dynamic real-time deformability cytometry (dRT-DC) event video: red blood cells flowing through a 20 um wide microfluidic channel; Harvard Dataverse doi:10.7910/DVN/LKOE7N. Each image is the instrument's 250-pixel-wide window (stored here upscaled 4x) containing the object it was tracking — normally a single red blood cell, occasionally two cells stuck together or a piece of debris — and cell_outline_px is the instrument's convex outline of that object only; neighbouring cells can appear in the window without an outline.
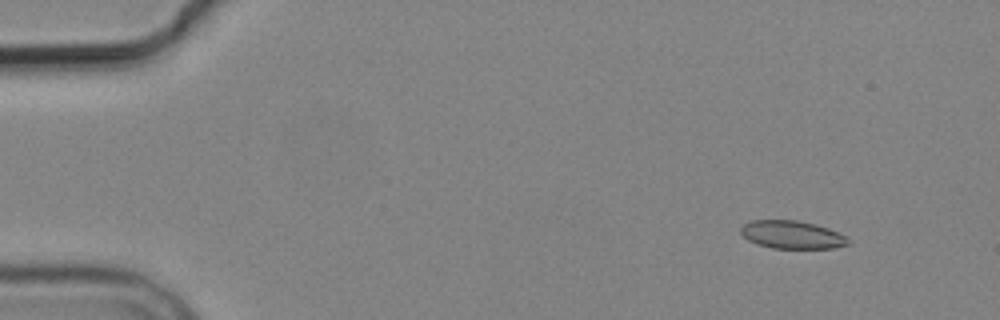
{"species": "common noctule bat (a hibernating species)", "species_latin": "Nyctalus noctula", "temperature_condition": "cold", "stored_images_in_passage": 10, "camera_frame_rate_fps": 3000, "um_per_image_px": 0.085, "animal": {"sex": "male", "body_mass_g": 19.2, "forearm_length_mm": 51.8}, "frame": {"image": 1, "passage_image": 1, "time_ms": 0.0, "image_size_px": [1000, 320], "cell_outline_px": [[848, 244], [832, 248], [772, 248], [756, 244], [748, 240], [740, 232], [740, 228], [744, 224], [752, 220], [796, 220], [816, 224], [840, 232], [848, 240]], "centroid_in_image_um": [67.29, 19.94], "position_along_channel_um": 17.7, "area_um2": 17.46}}
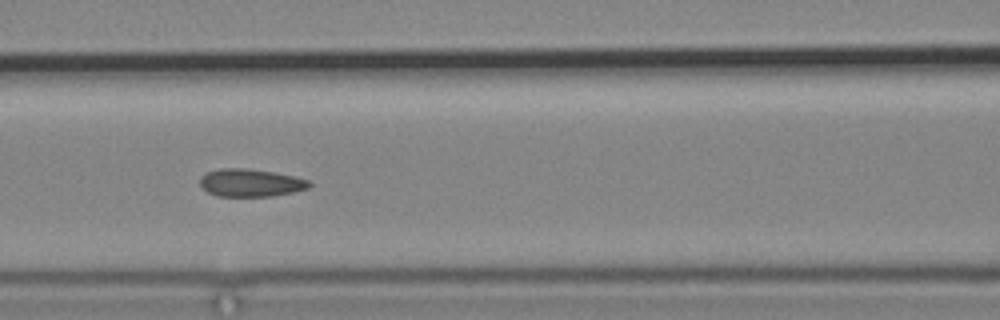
{"frame": {"image": 2, "passage_image": 6, "time_ms": 6.333, "image_size_px": [1000, 320], "cell_outline_px": [[312, 184], [308, 188], [292, 192], [272, 196], [216, 196], [208, 192], [200, 184], [200, 176], [208, 172], [220, 168], [248, 168], [296, 176], [312, 180]], "centroid_in_image_um": [21.33, 15.53], "position_along_channel_um": 145.3, "area_um2": 17.74}}
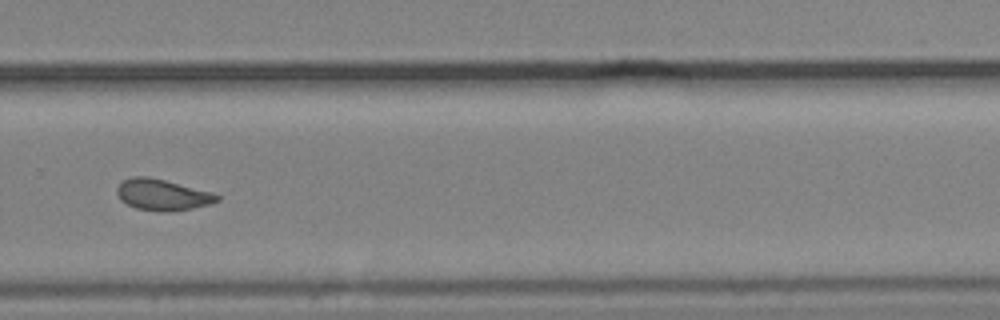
{"frame": {"image": 3, "passage_image": 10, "time_ms": 11.0, "image_size_px": [1000, 320], "cell_outline_px": [[220, 200], [208, 204], [192, 208], [164, 212], [160, 212], [136, 208], [120, 200], [116, 192], [116, 188], [124, 180], [132, 176], [148, 176], [212, 192], [220, 196]], "centroid_in_image_um": [13.78, 16.55], "position_along_channel_um": 316.0, "area_um2": 18.03}}